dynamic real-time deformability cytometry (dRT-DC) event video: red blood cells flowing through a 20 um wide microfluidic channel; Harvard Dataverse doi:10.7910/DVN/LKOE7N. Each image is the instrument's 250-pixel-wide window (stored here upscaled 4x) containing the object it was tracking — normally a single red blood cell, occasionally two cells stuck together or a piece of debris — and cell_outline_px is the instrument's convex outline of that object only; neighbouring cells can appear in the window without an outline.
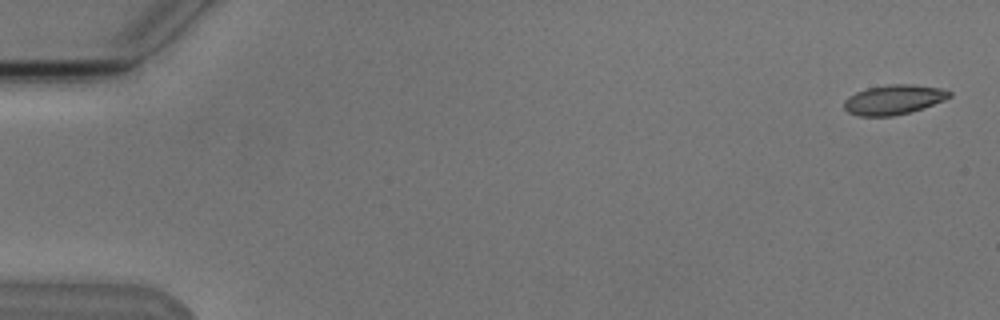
{"species": "Egyptian fruit bat (a non-hibernating species)", "species_latin": "Rousettus aegyptiacus", "temperature_condition": "cold", "stored_images_in_passage": 6, "camera_frame_rate_fps": 3000, "um_per_image_px": 0.085, "animal": {"sex": "male"}, "frame": {"image": 1, "passage_image": 1, "time_ms": 0.0, "image_size_px": [1000, 320], "cell_outline_px": [[952, 96], [944, 100], [924, 108], [892, 116], [860, 116], [848, 112], [844, 108], [844, 100], [848, 96], [856, 92], [868, 88], [888, 84], [908, 84], [940, 88], [952, 92]], "centroid_in_image_um": [75.96, 8.47], "position_along_channel_um": 9.0, "area_um2": 18.15}}